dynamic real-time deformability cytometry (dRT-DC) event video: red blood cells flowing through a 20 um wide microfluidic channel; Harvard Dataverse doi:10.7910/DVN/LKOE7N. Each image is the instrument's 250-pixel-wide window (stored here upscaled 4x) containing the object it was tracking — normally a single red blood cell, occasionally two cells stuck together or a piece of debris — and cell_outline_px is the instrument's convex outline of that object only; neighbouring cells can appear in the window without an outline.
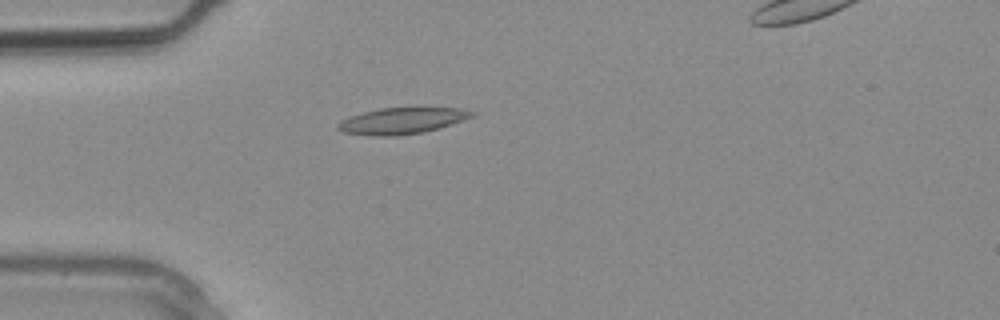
{"species": "common noctule bat (a hibernating species)", "species_latin": "Nyctalus noctula", "temperature_condition": "warm", "stored_images_in_passage": 4, "camera_frame_rate_fps": 3000, "um_per_image_px": 0.085, "animal": {"sex": "male", "body_mass_g": 20.4}, "frame": {"image": 1, "passage_image": 3, "time_ms": 0.667, "image_size_px": [1000, 320], "cell_outline_px": [[476, 116], [440, 128], [424, 132], [396, 136], [376, 136], [344, 132], [336, 128], [336, 124], [340, 120], [364, 112], [380, 108], [464, 108], [476, 112]], "centroid_in_image_um": [34.21, 10.27], "position_along_channel_um": 50.8, "area_um2": 20.58}}